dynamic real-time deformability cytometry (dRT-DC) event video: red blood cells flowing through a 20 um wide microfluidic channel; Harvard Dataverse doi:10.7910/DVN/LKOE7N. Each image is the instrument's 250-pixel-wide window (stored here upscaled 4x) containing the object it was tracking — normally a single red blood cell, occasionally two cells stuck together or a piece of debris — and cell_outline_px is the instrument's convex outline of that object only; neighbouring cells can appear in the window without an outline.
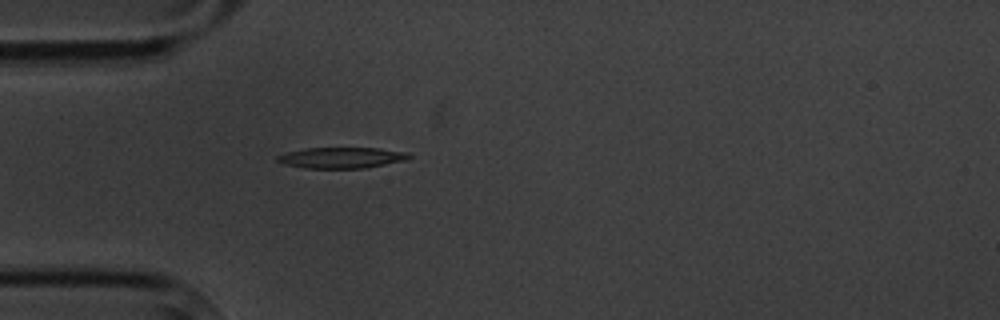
{"species": "common noctule bat (a hibernating species)", "species_latin": "Nyctalus noctula", "temperature_condition": "cold", "stored_images_in_passage": 1, "camera_frame_rate_fps": 3000, "um_per_image_px": 0.085, "animal": {"sex": "male", "body_mass_g": 20.1, "forearm_length_mm": 53.5}, "frame": {"image": 1, "passage_image": 1, "time_ms": 0.0, "image_size_px": [1000, 320], "cell_outline_px": [[412, 156], [408, 160], [368, 168], [304, 168], [284, 164], [276, 160], [276, 156], [288, 152], [304, 148], [376, 148], [408, 152]], "centroid_in_image_um": [29.07, 13.41], "position_along_channel_um": 55.9, "area_um2": 16.18}}